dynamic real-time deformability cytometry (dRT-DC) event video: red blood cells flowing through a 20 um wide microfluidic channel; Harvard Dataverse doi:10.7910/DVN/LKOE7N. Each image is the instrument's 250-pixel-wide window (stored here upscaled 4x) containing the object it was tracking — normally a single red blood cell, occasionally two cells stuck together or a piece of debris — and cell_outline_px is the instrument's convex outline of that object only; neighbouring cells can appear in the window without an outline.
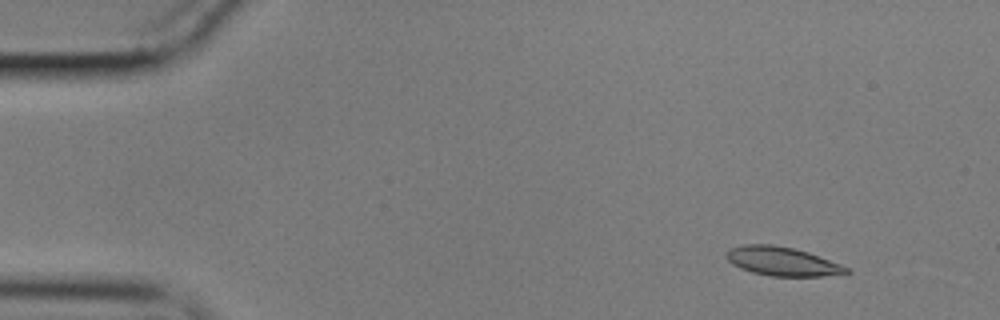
{"species": "common noctule bat (a hibernating species)", "species_latin": "Nyctalus noctula", "temperature_condition": "cold", "stored_images_in_passage": 58, "segment_of_instrument_passage": [1, 2], "camera_frame_rate_fps": 3000, "um_per_image_px": 0.085, "animal": {"sex": "male", "body_mass_g": 17.9}, "frame": {"image": 1, "passage_image": 6, "time_ms": 1.667, "image_size_px": [1000, 320], "cell_outline_px": [[852, 272], [824, 276], [772, 276], [752, 272], [740, 268], [732, 264], [724, 256], [732, 248], [744, 244], [772, 244], [792, 248], [808, 252], [852, 268]], "centroid_in_image_um": [66.52, 22.22], "position_along_channel_um": 18.5, "area_um2": 20.17}}
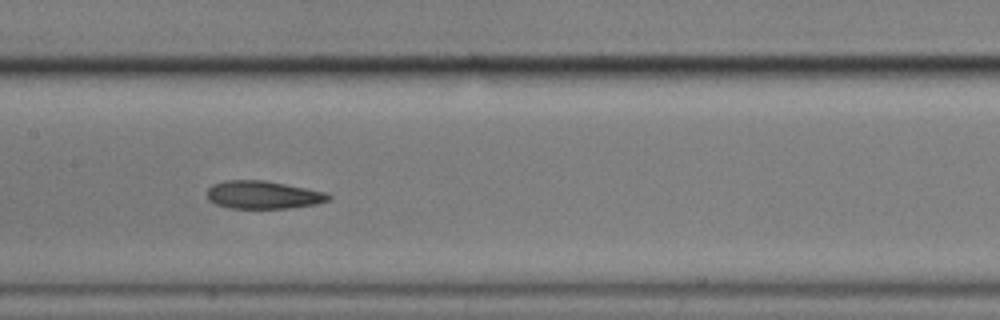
{"frame": {"image": 2, "passage_image": 28, "time_ms": 9.0, "image_size_px": [1000, 320], "cell_outline_px": [[332, 196], [328, 200], [316, 204], [288, 208], [228, 208], [216, 204], [208, 200], [208, 188], [212, 184], [224, 180], [264, 180], [328, 192]], "centroid_in_image_um": [22.36, 16.56], "position_along_channel_um": 185.0, "area_um2": 19.83}}
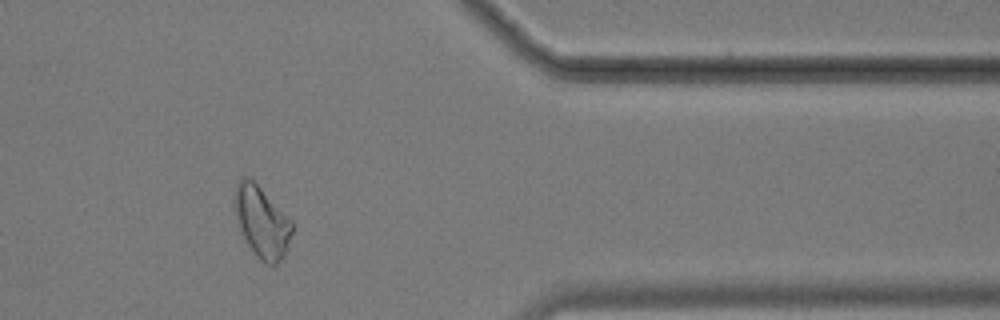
{"frame": {"image": 3, "passage_image": 47, "time_ms": 15.333, "image_size_px": [1000, 320], "cell_outline_px": [[292, 232], [284, 256], [276, 264], [268, 264], [260, 260], [256, 256], [244, 240], [236, 216], [236, 184], [240, 176], [244, 176], [252, 180], [292, 220]], "centroid_in_image_um": [22.26, 18.89], "position_along_channel_um": 389.1, "area_um2": 23.29}}